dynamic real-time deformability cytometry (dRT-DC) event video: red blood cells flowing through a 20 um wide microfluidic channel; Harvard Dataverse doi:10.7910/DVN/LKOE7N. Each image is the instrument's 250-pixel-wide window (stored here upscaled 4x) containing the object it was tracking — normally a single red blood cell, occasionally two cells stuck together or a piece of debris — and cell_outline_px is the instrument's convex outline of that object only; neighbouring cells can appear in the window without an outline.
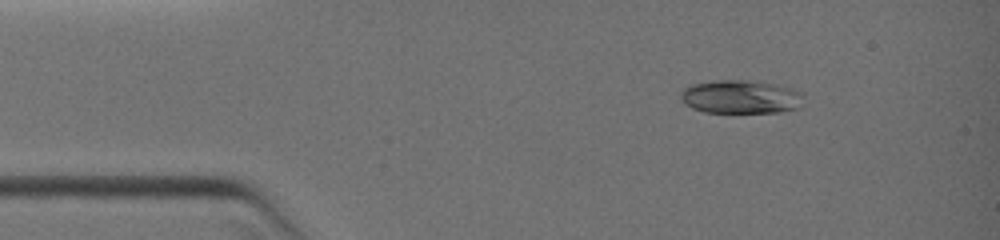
{"species": "common noctule bat (a hibernating species)", "species_latin": "Nyctalus noctula", "temperature_condition": "warm", "stored_images_in_passage": 22, "camera_frame_rate_fps": 3000, "um_per_image_px": 0.085, "animal": {"sex": "female", "body_mass_g": 19.0, "forearm_length_mm": 51.5}, "frame": {"image": 1, "passage_image": 3, "time_ms": 1.667, "image_size_px": [1000, 240], "cell_outline_px": [[796, 108], [776, 112], [704, 112], [692, 108], [680, 96], [684, 88], [692, 84], [720, 80], [744, 80], [768, 84], [784, 88], [796, 92]], "centroid_in_image_um": [62.77, 8.24], "position_along_channel_um": 22.2, "area_um2": 22.48}}
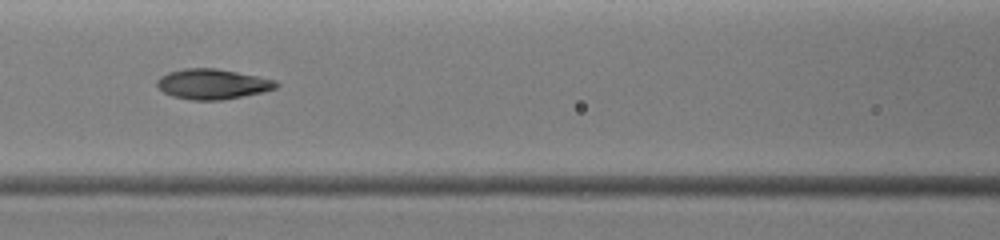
{"frame": {"image": 2, "passage_image": 13, "time_ms": 5.667, "image_size_px": [1000, 240], "cell_outline_px": [[280, 84], [276, 88], [264, 92], [220, 100], [192, 100], [172, 96], [164, 92], [156, 84], [156, 80], [160, 76], [168, 72], [184, 68], [216, 68], [276, 80]], "centroid_in_image_um": [18.06, 7.14], "position_along_channel_um": 148.5, "area_um2": 20.92}}
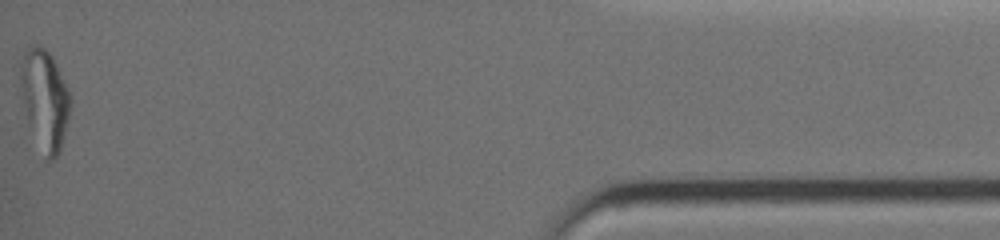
{"frame": {"image": 3, "passage_image": 22, "time_ms": 13.333, "image_size_px": [1000, 240], "cell_outline_px": [[72, 104], [60, 152], [56, 160], [48, 160], [28, 124], [20, 96], [20, 64], [24, 48], [32, 44], [40, 44], [52, 56], [68, 88], [72, 100]], "centroid_in_image_um": [3.79, 8.41], "position_along_channel_um": 431.4, "area_um2": 29.54}}